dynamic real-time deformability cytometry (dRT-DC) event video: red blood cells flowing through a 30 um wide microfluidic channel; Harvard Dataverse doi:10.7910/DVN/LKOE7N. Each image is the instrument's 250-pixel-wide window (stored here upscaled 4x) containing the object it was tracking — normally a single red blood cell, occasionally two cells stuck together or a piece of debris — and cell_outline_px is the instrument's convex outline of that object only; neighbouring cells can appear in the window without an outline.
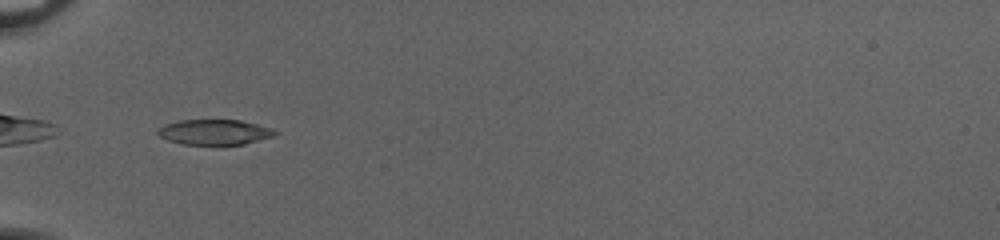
{"species": "common noctule bat (a hibernating species)", "species_latin": "Nyctalus noctula", "temperature_condition": "cold", "stored_images_in_passage": 34, "camera_frame_rate_fps": 3000, "um_per_image_px": 0.085, "animal": {"sex": "female", "body_mass_g": 20.0, "forearm_length_mm": 54.0}, "frame": {"image": 1, "passage_image": 1, "time_ms": 0.0, "image_size_px": [1000, 240], "cell_outline_px": [[280, 132], [272, 136], [244, 144], [184, 144], [168, 140], [160, 136], [156, 132], [164, 124], [180, 120], [240, 120], [272, 128]], "centroid_in_image_um": [18.24, 11.22], "position_along_channel_um": 66.8, "area_um2": 17.05}}
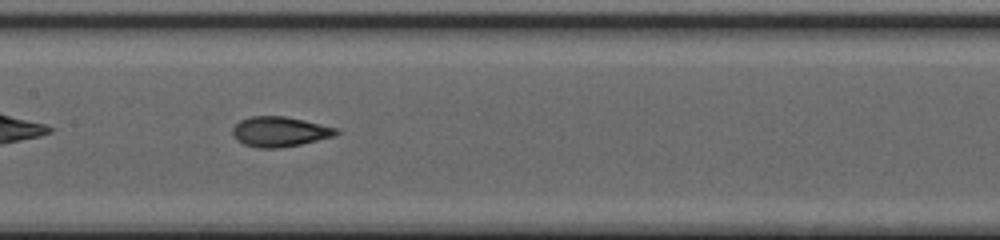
{"frame": {"image": 2, "passage_image": 10, "time_ms": 3.0, "image_size_px": [1000, 240], "cell_outline_px": [[340, 132], [336, 136], [300, 144], [280, 148], [256, 148], [244, 144], [236, 140], [232, 132], [232, 128], [240, 120], [252, 116], [284, 116], [304, 120], [340, 128]], "centroid_in_image_um": [23.8, 11.19], "position_along_channel_um": 183.6, "area_um2": 18.32}}
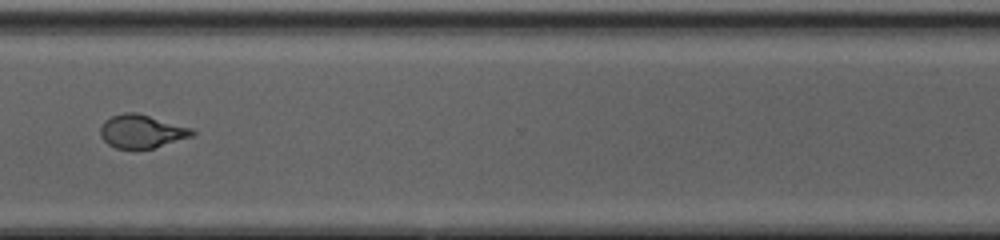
{"frame": {"image": 3, "passage_image": 23, "time_ms": 7.333, "image_size_px": [1000, 240], "cell_outline_px": [[196, 132], [192, 136], [152, 148], [116, 148], [108, 144], [100, 136], [100, 128], [104, 120], [112, 116], [124, 112], [136, 112], [192, 128]], "centroid_in_image_um": [12.01, 11.15], "position_along_channel_um": 358.6, "area_um2": 17.63}, "authors_computed_cell_mechanics": {"area_um2": 17.918, "velocity_mm_per_s": 4.056, "shape_relaxation_time_tau1_ms": 3.7269, "shape_relaxation_time_tau2_ms": 1.0645, "deformation_change_tau1": 0.1642, "deformation_change_tau2": 0.0728}}